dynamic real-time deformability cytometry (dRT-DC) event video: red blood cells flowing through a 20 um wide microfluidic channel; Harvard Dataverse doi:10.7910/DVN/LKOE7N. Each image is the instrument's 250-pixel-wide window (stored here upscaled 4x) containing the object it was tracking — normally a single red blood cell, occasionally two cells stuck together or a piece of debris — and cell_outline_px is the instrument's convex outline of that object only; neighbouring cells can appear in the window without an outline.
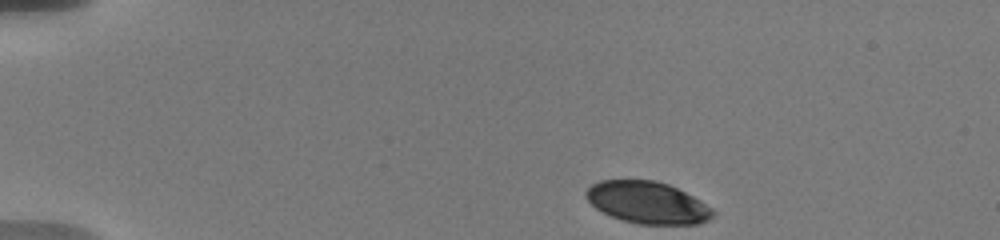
{"species": "human", "species_latin": "Homo sapiens", "temperature_condition": "warm", "stored_images_in_passage": 57, "camera_frame_rate_fps": 3000, "um_per_image_px": 0.085, "donor": {"sex": "male"}, "frame": {"image": 1, "passage_image": 1, "time_ms": 0.0, "image_size_px": [1000, 240], "cell_outline_px": [[716, 212], [708, 220], [696, 224], [640, 224], [624, 220], [612, 216], [596, 208], [584, 196], [584, 192], [592, 184], [600, 180], [656, 180], [668, 184], [700, 200], [712, 208]], "centroid_in_image_um": [55.03, 17.21], "position_along_channel_um": 30.0, "area_um2": 30.81}}
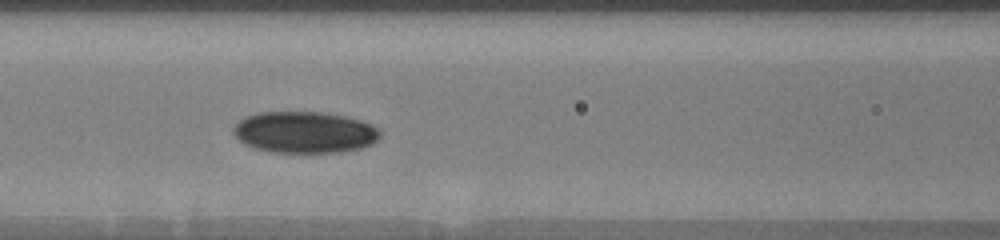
{"frame": {"image": 2, "passage_image": 20, "time_ms": 5.333, "image_size_px": [1000, 240], "cell_outline_px": [[380, 136], [372, 144], [360, 148], [340, 152], [272, 152], [256, 148], [244, 144], [232, 132], [232, 128], [244, 116], [260, 112], [328, 112], [348, 116], [372, 124], [380, 128]], "centroid_in_image_um": [25.91, 11.23], "position_along_channel_um": 140.7, "area_um2": 35.72}}
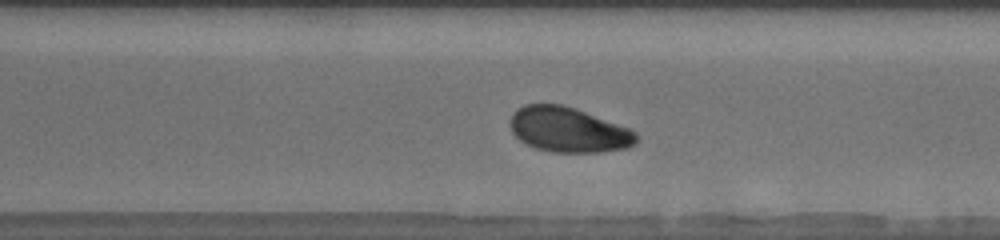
{"frame": {"image": 3, "passage_image": 36, "time_ms": 10.333, "image_size_px": [1000, 240], "cell_outline_px": [[636, 144], [628, 148], [600, 152], [552, 152], [536, 148], [520, 140], [512, 132], [508, 124], [512, 112], [516, 108], [524, 104], [560, 104], [576, 108], [628, 128], [636, 132]], "centroid_in_image_um": [48.28, 11.02], "position_along_channel_um": 322.3, "area_um2": 33.18}, "authors_computed_cell_mechanics": {"area_um2": 33.7552, "velocity_mm_per_s": 3.6461, "shape_relaxation_time_tau1_ms": 4.0455, "shape_relaxation_time_tau2_ms": 8.5907, "deformation_change_tau1": 0.0974, "deformation_change_tau2": 0.1071}}